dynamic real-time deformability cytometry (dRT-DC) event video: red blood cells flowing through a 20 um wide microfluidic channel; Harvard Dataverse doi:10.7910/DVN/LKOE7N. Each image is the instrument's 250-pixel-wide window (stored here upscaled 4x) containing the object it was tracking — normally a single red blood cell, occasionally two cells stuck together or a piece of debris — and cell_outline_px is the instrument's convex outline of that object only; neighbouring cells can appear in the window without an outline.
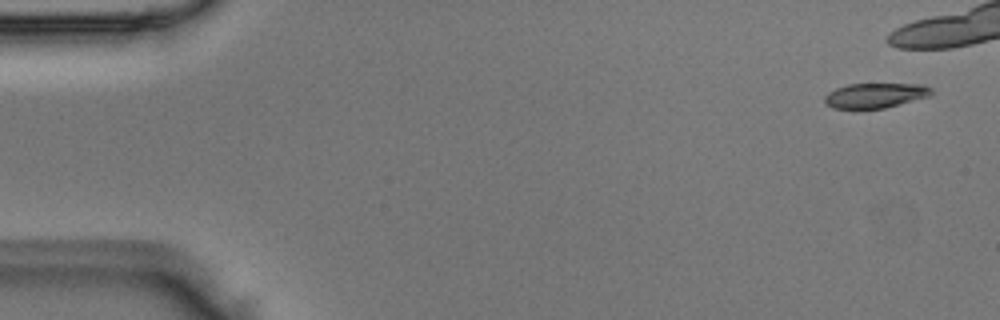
{"species": "Egyptian fruit bat (a non-hibernating species)", "species_latin": "Rousettus aegyptiacus", "temperature_condition": "room temperature", "stored_images_in_passage": 7, "camera_frame_rate_fps": 3000, "um_per_image_px": 0.085, "animal": {"sex": "male"}, "frame": {"image": 1, "passage_image": 1, "time_ms": 0.0, "image_size_px": [1000, 320], "cell_outline_px": [[932, 92], [928, 96], [900, 104], [884, 108], [832, 108], [824, 104], [824, 96], [828, 92], [836, 88], [848, 84], [924, 84], [932, 88]], "centroid_in_image_um": [74.36, 8.11], "position_along_channel_um": 10.6, "area_um2": 15.43}}